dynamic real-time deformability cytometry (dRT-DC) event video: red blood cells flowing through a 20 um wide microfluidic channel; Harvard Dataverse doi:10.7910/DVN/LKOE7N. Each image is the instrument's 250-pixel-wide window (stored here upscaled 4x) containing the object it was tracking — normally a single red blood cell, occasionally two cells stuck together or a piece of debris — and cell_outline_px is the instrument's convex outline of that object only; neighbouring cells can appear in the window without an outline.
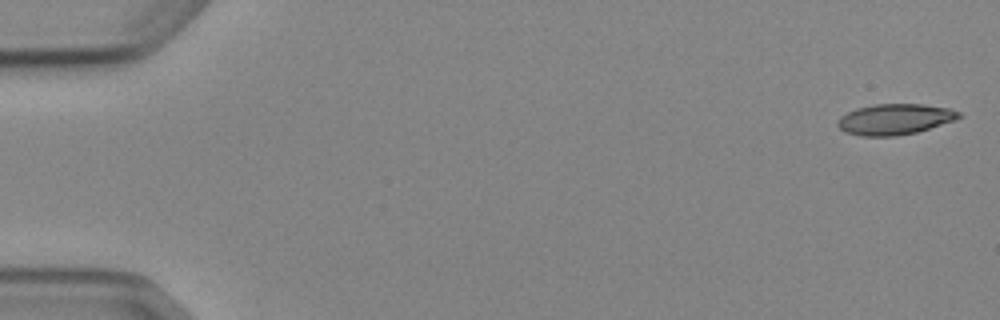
{"species": "Egyptian fruit bat (a non-hibernating species)", "species_latin": "Rousettus aegyptiacus", "temperature_condition": "cold", "stored_images_in_passage": 4, "camera_frame_rate_fps": 3000, "um_per_image_px": 0.085, "animal": {"sex": "female"}, "frame": {"image": 1, "passage_image": 1, "time_ms": 0.0, "image_size_px": [1000, 320], "cell_outline_px": [[964, 116], [956, 120], [916, 132], [896, 136], [860, 136], [844, 132], [836, 124], [836, 120], [840, 116], [856, 108], [876, 104], [924, 104], [948, 108], [960, 112]], "centroid_in_image_um": [76.05, 10.14], "position_along_channel_um": 9.0, "area_um2": 21.91}}
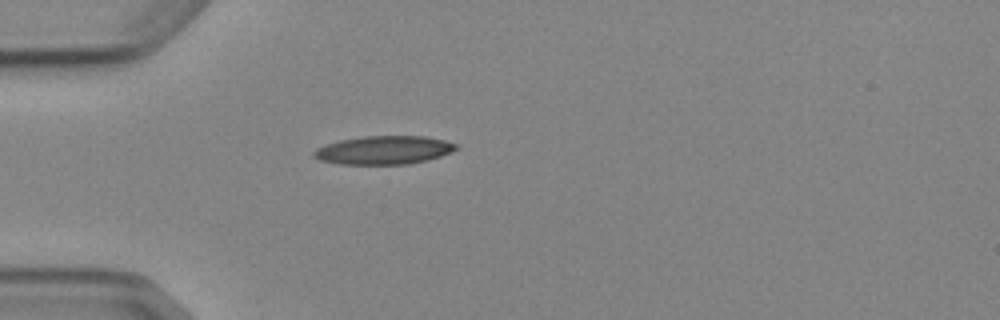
{"frame": {"image": 2, "passage_image": 4, "time_ms": 4.667, "image_size_px": [1000, 320], "cell_outline_px": [[460, 148], [452, 152], [428, 160], [408, 164], [336, 164], [320, 160], [312, 156], [312, 152], [316, 148], [340, 140], [364, 136], [424, 136], [444, 140], [460, 144]], "centroid_in_image_um": [32.66, 12.76], "position_along_channel_um": 52.3, "area_um2": 23.76}}